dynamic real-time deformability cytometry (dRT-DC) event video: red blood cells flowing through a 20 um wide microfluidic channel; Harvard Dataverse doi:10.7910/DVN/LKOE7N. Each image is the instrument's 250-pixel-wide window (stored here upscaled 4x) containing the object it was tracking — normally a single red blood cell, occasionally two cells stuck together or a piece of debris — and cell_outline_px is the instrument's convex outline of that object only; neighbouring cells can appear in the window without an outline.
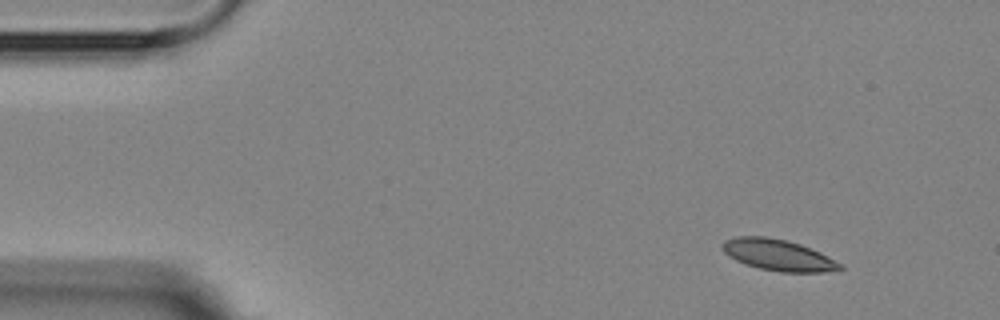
{"species": "Egyptian fruit bat (a non-hibernating species)", "species_latin": "Rousettus aegyptiacus", "temperature_condition": "room temperature", "stored_images_in_passage": 5, "camera_frame_rate_fps": 3000, "um_per_image_px": 0.085, "animal": {"sex": "female"}, "frame": {"image": 1, "passage_image": 1, "time_ms": 0.0, "image_size_px": [1000, 320], "cell_outline_px": [[844, 268], [840, 272], [780, 272], [760, 268], [744, 264], [728, 256], [720, 248], [720, 244], [724, 240], [736, 236], [768, 236], [800, 244], [820, 252], [844, 264]], "centroid_in_image_um": [66.17, 21.68], "position_along_channel_um": 18.8, "area_um2": 21.85}}
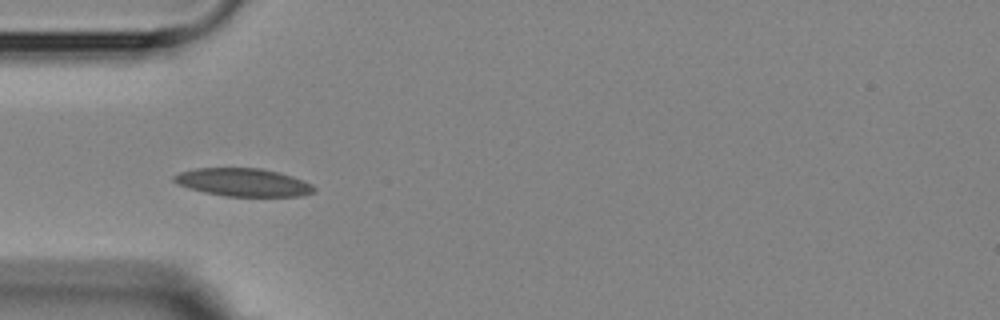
{"frame": {"image": 2, "passage_image": 4, "time_ms": 3.667, "image_size_px": [1000, 320], "cell_outline_px": [[316, 192], [300, 196], [224, 196], [204, 192], [188, 188], [176, 184], [172, 180], [172, 176], [180, 172], [196, 168], [260, 168], [292, 176], [304, 180], [312, 184], [316, 188]], "centroid_in_image_um": [20.66, 15.5], "position_along_channel_um": 64.3, "area_um2": 22.95}}
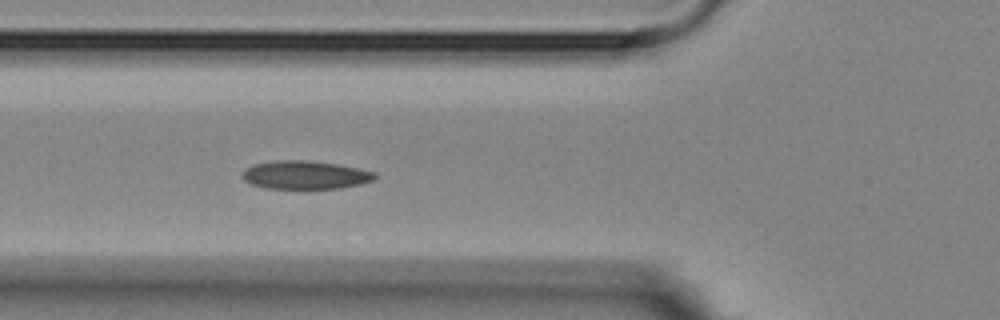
{"frame": {"image": 3, "passage_image": 5, "time_ms": 4.667, "image_size_px": [1000, 320], "cell_outline_px": [[376, 180], [360, 184], [340, 188], [264, 188], [252, 184], [244, 180], [240, 176], [244, 168], [252, 164], [276, 160], [304, 160], [336, 164], [376, 172]], "centroid_in_image_um": [25.9, 14.86], "position_along_channel_um": 99.9, "area_um2": 21.91}}